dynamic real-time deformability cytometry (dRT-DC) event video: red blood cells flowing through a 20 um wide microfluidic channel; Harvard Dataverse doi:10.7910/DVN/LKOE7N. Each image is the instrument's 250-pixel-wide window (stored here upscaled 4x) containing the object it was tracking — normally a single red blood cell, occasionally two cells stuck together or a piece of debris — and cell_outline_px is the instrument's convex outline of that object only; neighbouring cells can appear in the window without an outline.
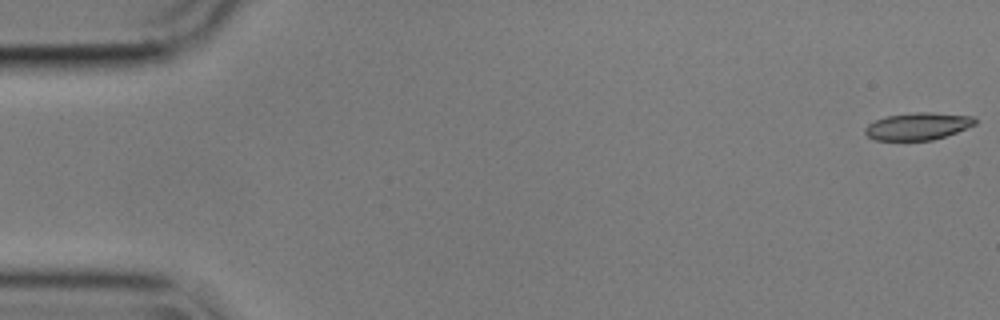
{"species": "common noctule bat (a hibernating species)", "species_latin": "Nyctalus noctula", "temperature_condition": "cold", "stored_images_in_passage": 56, "camera_frame_rate_fps": 3000, "um_per_image_px": 0.085, "animal": {"sex": "male", "body_mass_g": 17.9}, "frame": {"image": 1, "passage_image": 1, "time_ms": 0.0, "image_size_px": [1000, 320], "cell_outline_px": [[976, 124], [956, 132], [932, 140], [876, 140], [868, 136], [864, 132], [864, 128], [868, 124], [876, 120], [888, 116], [912, 112], [932, 112], [972, 116], [976, 120]], "centroid_in_image_um": [78.01, 10.72], "position_along_channel_um": 7.0, "area_um2": 17.34}}
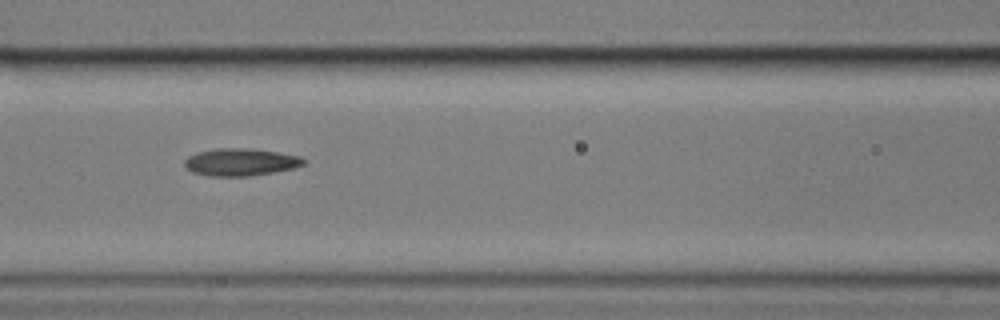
{"frame": {"image": 2, "passage_image": 24, "time_ms": 7.667, "image_size_px": [1000, 320], "cell_outline_px": [[308, 160], [304, 164], [292, 168], [272, 172], [248, 176], [208, 176], [192, 172], [184, 164], [184, 160], [188, 156], [196, 152], [220, 148], [248, 148], [276, 152], [300, 156]], "centroid_in_image_um": [20.43, 13.77], "position_along_channel_um": 146.2, "area_um2": 18.9}}
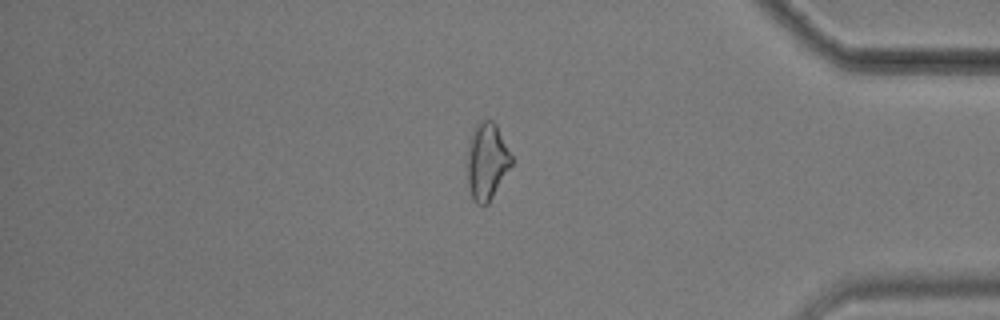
{"frame": {"image": 3, "passage_image": 47, "time_ms": 15.333, "image_size_px": [1000, 320], "cell_outline_px": [[512, 164], [488, 204], [476, 204], [472, 200], [468, 184], [468, 144], [472, 132], [476, 124], [480, 120], [492, 120], [496, 124], [512, 156]], "centroid_in_image_um": [41.38, 13.71], "position_along_channel_um": 393.8, "area_um2": 19.65}, "authors_computed_cell_mechanics": {"area_um2": 18.9006, "velocity_mm_per_s": 3.5824, "shape_relaxation_time_tau1_ms": null, "shape_relaxation_time_tau2_ms": 7.42, "deformation_change_tau1": null, "deformation_change_tau2": 0.1909}}